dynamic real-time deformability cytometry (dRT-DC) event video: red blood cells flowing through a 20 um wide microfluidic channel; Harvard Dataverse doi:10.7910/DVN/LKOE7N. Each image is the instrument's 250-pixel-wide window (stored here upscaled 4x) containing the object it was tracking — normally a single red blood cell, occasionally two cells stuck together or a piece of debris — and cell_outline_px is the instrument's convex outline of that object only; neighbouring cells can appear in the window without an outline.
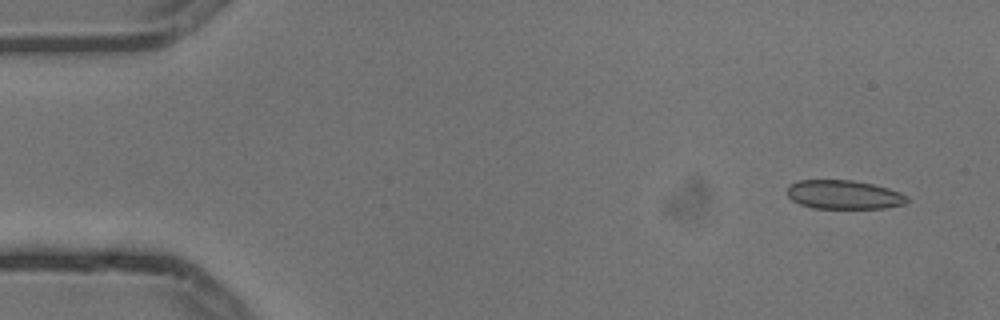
{"species": "common noctule bat (a hibernating species)", "species_latin": "Nyctalus noctula", "temperature_condition": "cold", "stored_images_in_passage": 5, "camera_frame_rate_fps": 3000, "um_per_image_px": 0.085, "animal": {"sex": "male", "body_mass_g": 13.3}, "frame": {"image": 1, "passage_image": 1, "time_ms": 0.0, "image_size_px": [1000, 320], "cell_outline_px": [[908, 200], [904, 204], [884, 208], [812, 208], [800, 204], [792, 200], [788, 196], [788, 184], [800, 180], [852, 180], [872, 184], [888, 188], [900, 192], [908, 196]], "centroid_in_image_um": [71.72, 16.54], "position_along_channel_um": 13.3, "area_um2": 20.17}}
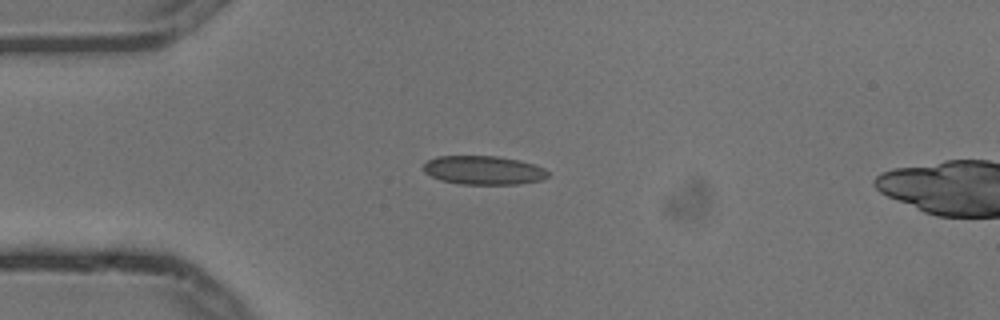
{"frame": {"image": 2, "passage_image": 4, "time_ms": 1.0, "image_size_px": [1000, 320], "cell_outline_px": [[548, 176], [540, 180], [520, 184], [460, 184], [440, 180], [424, 172], [424, 164], [428, 160], [436, 156], [496, 156], [520, 160], [544, 168], [548, 172]], "centroid_in_image_um": [41.09, 14.47], "position_along_channel_um": 43.9, "area_um2": 20.81}}